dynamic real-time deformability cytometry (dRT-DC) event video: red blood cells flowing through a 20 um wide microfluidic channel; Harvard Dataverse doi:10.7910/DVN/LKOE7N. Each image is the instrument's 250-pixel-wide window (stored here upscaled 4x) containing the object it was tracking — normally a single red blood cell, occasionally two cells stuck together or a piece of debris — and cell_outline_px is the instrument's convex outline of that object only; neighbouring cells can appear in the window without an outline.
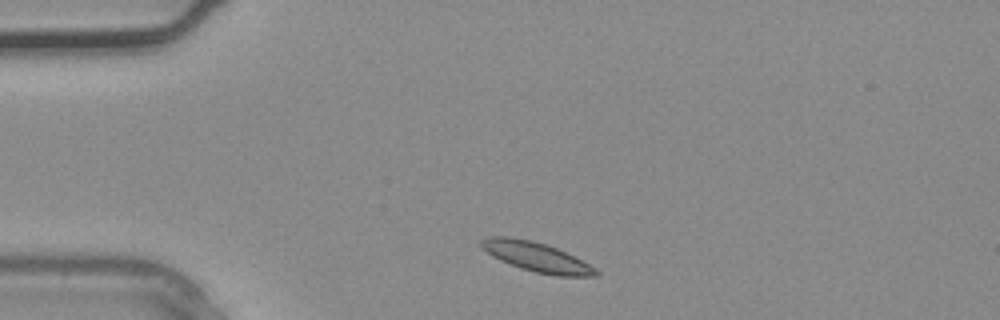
{"species": "common noctule bat (a hibernating species)", "species_latin": "Nyctalus noctula", "temperature_condition": "warm", "stored_images_in_passage": 2, "camera_frame_rate_fps": 3000, "um_per_image_px": 0.085, "animal": {"sex": "male", "body_mass_g": 20.4}, "frame": {"image": 1, "passage_image": 1, "time_ms": 0.0, "image_size_px": [1000, 320], "cell_outline_px": [[600, 276], [556, 276], [536, 272], [500, 260], [492, 256], [480, 248], [480, 240], [488, 236], [508, 236], [532, 240], [556, 248], [596, 268], [600, 272]], "centroid_in_image_um": [45.57, 21.83], "position_along_channel_um": 39.4, "area_um2": 19.48}}